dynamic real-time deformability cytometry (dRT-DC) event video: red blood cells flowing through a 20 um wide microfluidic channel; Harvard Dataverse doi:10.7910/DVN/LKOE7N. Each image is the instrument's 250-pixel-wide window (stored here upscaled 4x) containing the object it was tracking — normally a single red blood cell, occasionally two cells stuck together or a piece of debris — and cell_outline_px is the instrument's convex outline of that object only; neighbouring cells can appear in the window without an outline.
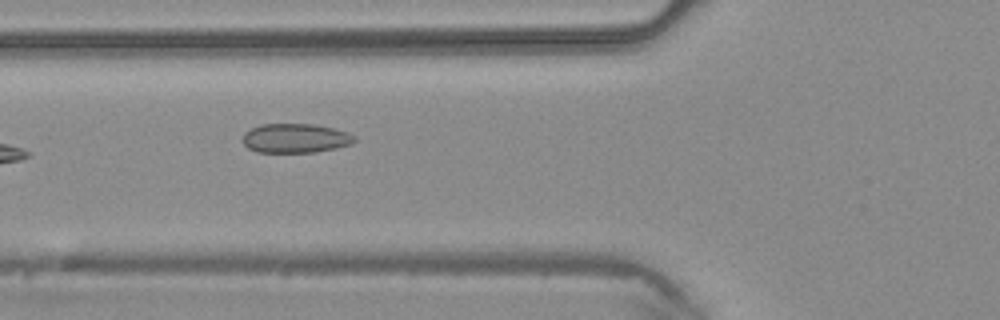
{"species": "common noctule bat (a hibernating species)", "species_latin": "Nyctalus noctula", "temperature_condition": "warm", "stored_images_in_passage": 4, "camera_frame_rate_fps": 3000, "um_per_image_px": 0.085, "animal": {"sex": "male", "body_mass_g": 20.4}, "frame": {"image": 1, "passage_image": 4, "time_ms": 1.0, "image_size_px": [1000, 320], "cell_outline_px": [[356, 140], [352, 144], [336, 148], [316, 152], [256, 152], [248, 148], [244, 144], [244, 132], [260, 124], [316, 124], [348, 132], [356, 136]], "centroid_in_image_um": [25.14, 11.75], "position_along_channel_um": 100.7, "area_um2": 19.13}}